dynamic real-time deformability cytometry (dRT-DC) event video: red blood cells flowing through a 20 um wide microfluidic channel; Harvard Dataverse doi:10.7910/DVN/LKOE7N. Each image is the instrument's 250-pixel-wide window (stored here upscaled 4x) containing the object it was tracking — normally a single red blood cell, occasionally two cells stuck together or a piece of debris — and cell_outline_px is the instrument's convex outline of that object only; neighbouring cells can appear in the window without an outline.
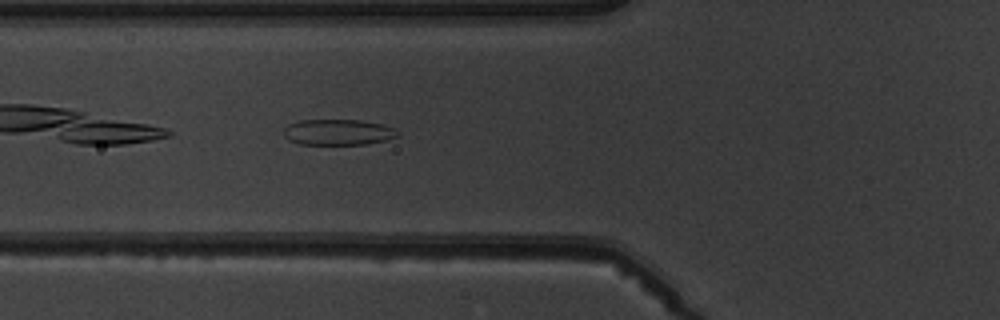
{"species": "common noctule bat (a hibernating species)", "species_latin": "Nyctalus noctula", "temperature_condition": "warm", "stored_images_in_passage": 6, "camera_frame_rate_fps": 3000, "um_per_image_px": 0.085, "animal": {"sex": "male", "body_mass_g": 19.5, "forearm_length_mm": 54.6}, "frame": {"image": 1, "passage_image": 6, "time_ms": 6.667, "image_size_px": [1000, 320], "cell_outline_px": [[400, 136], [384, 140], [364, 144], [300, 144], [288, 140], [284, 136], [284, 128], [288, 124], [300, 120], [360, 120], [380, 124], [396, 128], [400, 132]], "centroid_in_image_um": [28.74, 11.23], "position_along_channel_um": 97.1, "area_um2": 17.17}}